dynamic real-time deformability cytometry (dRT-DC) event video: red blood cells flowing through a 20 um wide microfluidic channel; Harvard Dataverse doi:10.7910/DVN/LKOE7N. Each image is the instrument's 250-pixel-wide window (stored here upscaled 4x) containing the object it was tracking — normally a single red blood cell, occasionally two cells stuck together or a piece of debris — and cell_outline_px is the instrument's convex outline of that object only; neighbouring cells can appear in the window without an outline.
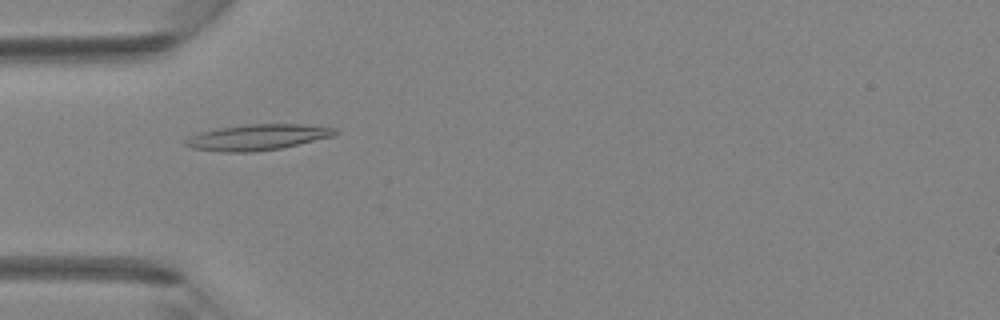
{"species": "Egyptian fruit bat (a non-hibernating species)", "species_latin": "Rousettus aegyptiacus", "temperature_condition": "room temperature", "stored_images_in_passage": 19, "camera_frame_rate_fps": 3000, "um_per_image_px": 0.085, "animal": {"sex": "female"}, "frame": {"image": 1, "passage_image": 1, "time_ms": 0.0, "image_size_px": [1000, 320], "cell_outline_px": [[340, 132], [332, 136], [280, 148], [256, 152], [224, 152], [192, 148], [184, 144], [184, 140], [188, 136], [200, 132], [220, 128], [248, 124], [300, 124], [336, 128]], "centroid_in_image_um": [21.86, 11.66], "position_along_channel_um": 63.1, "area_um2": 22.37}}
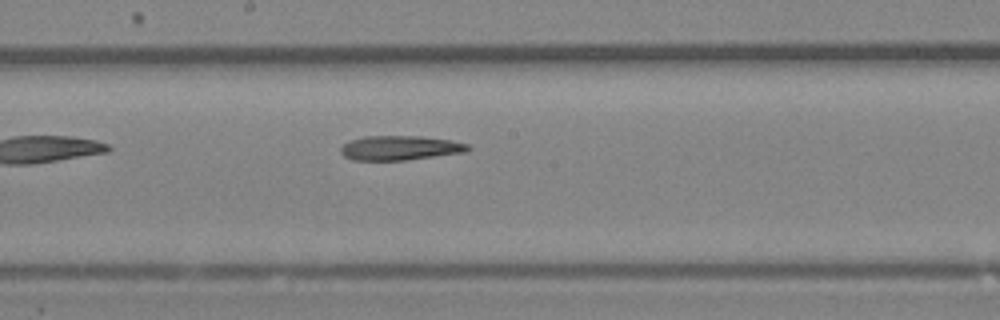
{"frame": {"image": 2, "passage_image": 11, "time_ms": 3.333, "image_size_px": [1000, 320], "cell_outline_px": [[472, 148], [468, 152], [404, 160], [352, 160], [344, 156], [340, 152], [340, 148], [348, 140], [364, 136], [420, 136], [448, 140], [468, 144]], "centroid_in_image_um": [33.99, 12.57], "position_along_channel_um": 214.2, "area_um2": 18.21}}
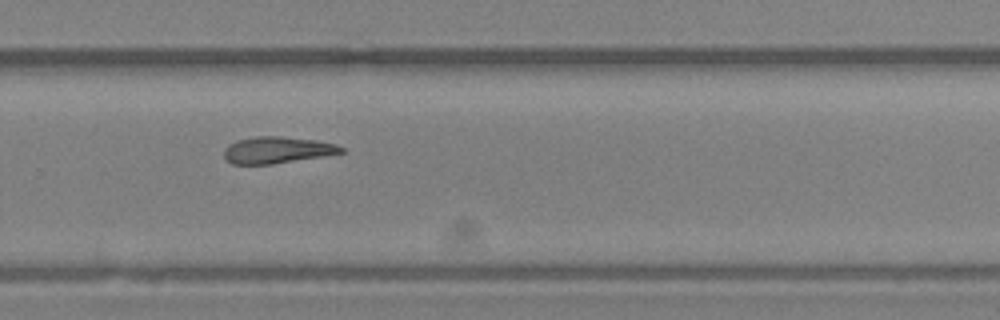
{"frame": {"image": 3, "passage_image": 17, "time_ms": 5.333, "image_size_px": [1000, 320], "cell_outline_px": [[344, 152], [324, 156], [272, 164], [232, 164], [224, 156], [224, 148], [228, 144], [236, 140], [256, 136], [280, 136], [316, 140], [336, 144], [344, 148]], "centroid_in_image_um": [23.55, 12.74], "position_along_channel_um": 306.3, "area_um2": 18.21}}